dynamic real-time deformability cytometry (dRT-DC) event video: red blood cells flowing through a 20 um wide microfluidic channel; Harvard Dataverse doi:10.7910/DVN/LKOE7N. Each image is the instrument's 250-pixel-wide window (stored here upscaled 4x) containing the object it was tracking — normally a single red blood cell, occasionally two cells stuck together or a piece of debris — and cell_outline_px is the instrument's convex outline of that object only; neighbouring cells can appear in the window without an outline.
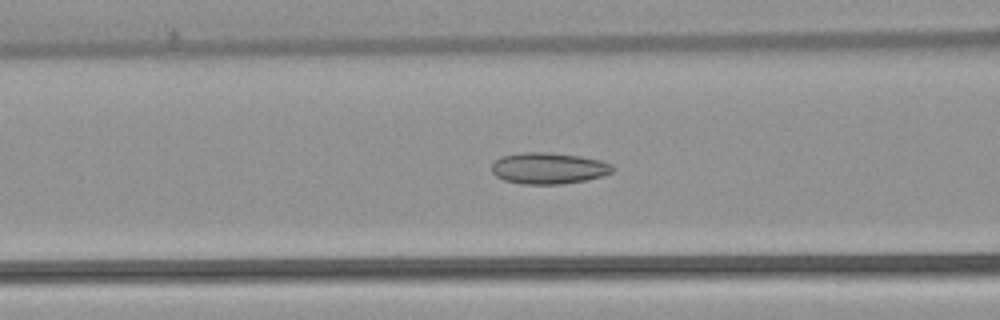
{"species": "common noctule bat (a hibernating species)", "species_latin": "Nyctalus noctula", "temperature_condition": "warm", "stored_images_in_passage": 47, "camera_frame_rate_fps": 3000, "um_per_image_px": 0.085, "animal": {"sex": "female", "body_mass_g": 22.7, "forearm_length_mm": 54.2}, "frame": {"image": 1, "passage_image": 15, "time_ms": 4.667, "image_size_px": [1000, 320], "cell_outline_px": [[616, 168], [612, 172], [604, 176], [588, 180], [564, 184], [524, 184], [504, 180], [496, 176], [492, 172], [492, 164], [500, 156], [520, 152], [552, 152], [580, 156], [600, 160], [612, 164]], "centroid_in_image_um": [46.66, 14.3], "position_along_channel_um": 119.9, "area_um2": 22.43}}
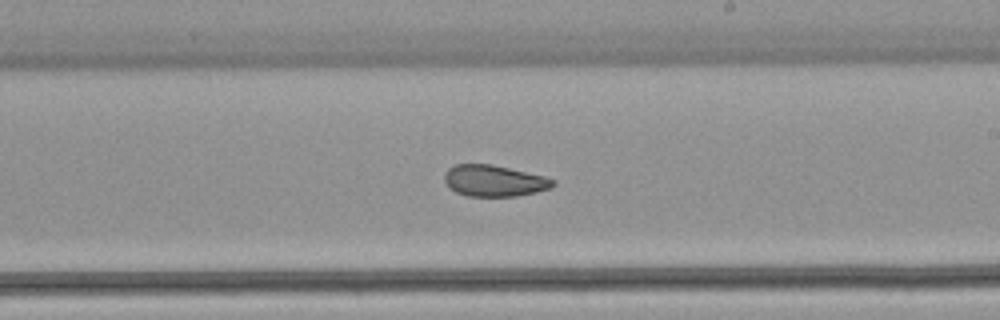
{"frame": {"image": 2, "passage_image": 25, "time_ms": 8.0, "image_size_px": [1000, 320], "cell_outline_px": [[556, 184], [552, 188], [536, 192], [516, 196], [468, 196], [456, 192], [448, 188], [444, 180], [444, 172], [448, 168], [456, 164], [492, 164], [544, 176], [556, 180]], "centroid_in_image_um": [42.0, 15.36], "position_along_channel_um": 247.0, "area_um2": 20.0}}
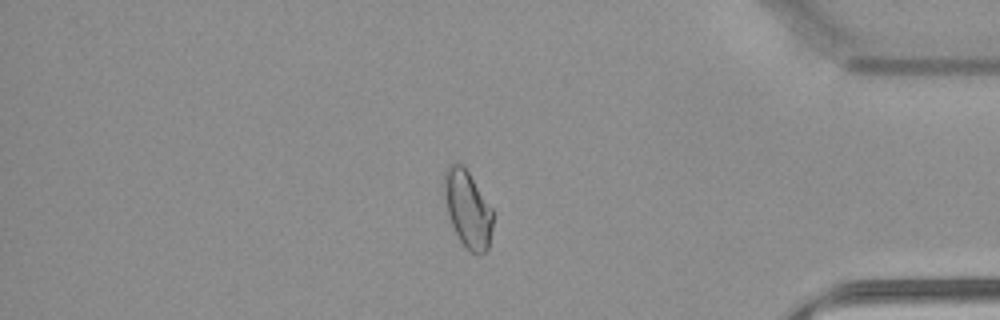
{"frame": {"image": 3, "passage_image": 39, "time_ms": 12.667, "image_size_px": [1000, 320], "cell_outline_px": [[492, 228], [488, 248], [480, 256], [472, 252], [460, 240], [452, 224], [444, 200], [444, 172], [448, 164], [460, 164], [468, 172], [492, 208]], "centroid_in_image_um": [39.75, 17.77], "position_along_channel_um": 395.5, "area_um2": 21.39}, "authors_computed_cell_mechanics": {"area_um2": 21.8484, "velocity_mm_per_s": 3.8122, "shape_relaxation_time_tau1_ms": null, "shape_relaxation_time_tau2_ms": 3.08, "deformation_change_tau1": null, "deformation_change_tau2": 0.0772}}